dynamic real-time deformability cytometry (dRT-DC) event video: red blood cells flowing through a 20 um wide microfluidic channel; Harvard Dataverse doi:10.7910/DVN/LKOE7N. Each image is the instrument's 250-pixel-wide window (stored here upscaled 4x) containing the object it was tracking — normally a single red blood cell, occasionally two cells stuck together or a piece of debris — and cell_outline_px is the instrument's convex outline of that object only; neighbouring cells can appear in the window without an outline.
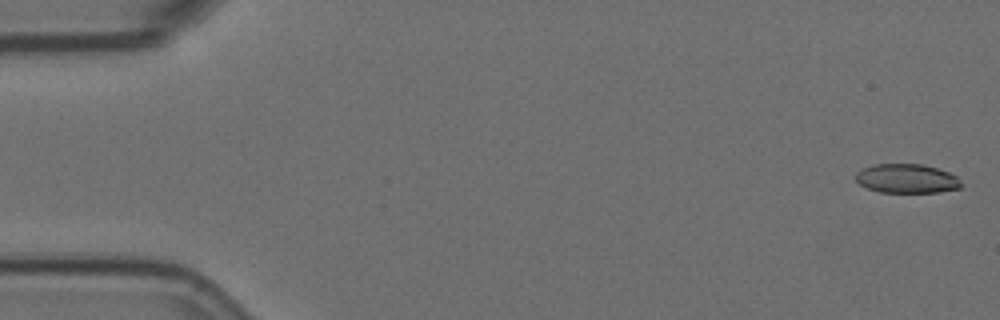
{"species": "Egyptian fruit bat (a non-hibernating species)", "species_latin": "Rousettus aegyptiacus", "temperature_condition": "room temperature", "stored_images_in_passage": 6, "camera_frame_rate_fps": 3000, "um_per_image_px": 0.085, "animal": {"sex": "female"}, "frame": {"image": 1, "passage_image": 1, "time_ms": 0.0, "image_size_px": [1000, 320], "cell_outline_px": [[960, 188], [940, 192], [880, 192], [868, 188], [860, 184], [856, 180], [856, 172], [872, 164], [924, 164], [948, 172], [956, 176], [960, 180]], "centroid_in_image_um": [77.07, 15.17], "position_along_channel_um": 7.9, "area_um2": 17.8}}
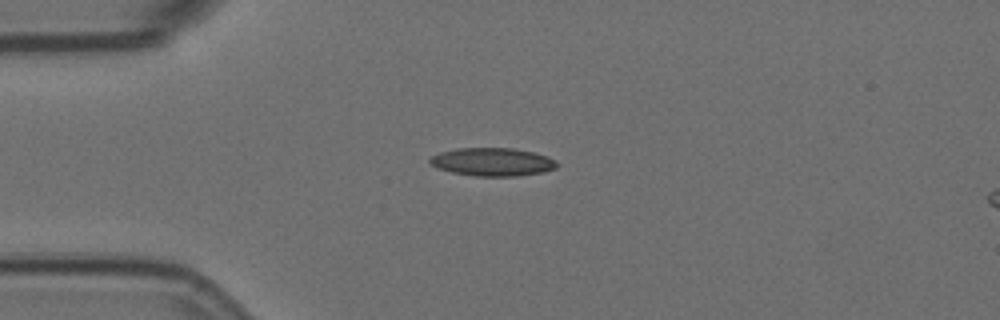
{"frame": {"image": 2, "passage_image": 5, "time_ms": 1.333, "image_size_px": [1000, 320], "cell_outline_px": [[560, 164], [556, 168], [544, 172], [516, 176], [476, 176], [452, 172], [436, 168], [428, 164], [428, 160], [432, 156], [440, 152], [456, 148], [512, 148], [532, 152], [548, 156], [556, 160]], "centroid_in_image_um": [41.86, 13.76], "position_along_channel_um": 43.1, "area_um2": 21.04}}